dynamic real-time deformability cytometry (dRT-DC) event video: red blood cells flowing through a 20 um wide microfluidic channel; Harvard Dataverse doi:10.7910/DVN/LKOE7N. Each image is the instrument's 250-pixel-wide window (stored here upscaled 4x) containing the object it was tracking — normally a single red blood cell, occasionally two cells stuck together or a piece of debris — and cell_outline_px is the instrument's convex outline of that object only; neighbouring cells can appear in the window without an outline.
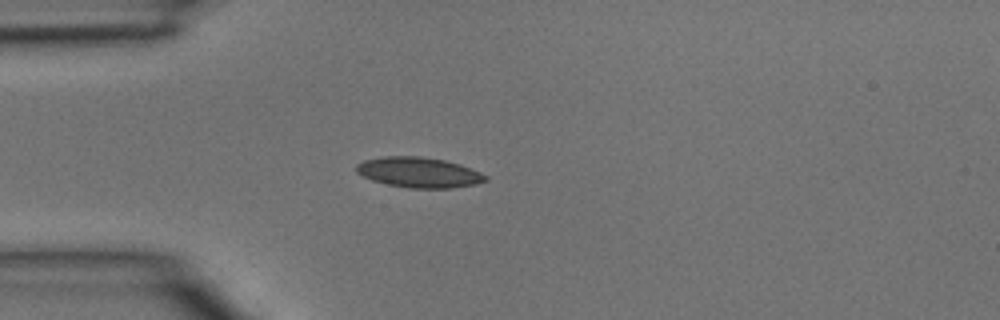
{"species": "common noctule bat (a hibernating species)", "species_latin": "Nyctalus noctula", "temperature_condition": "room temperature", "stored_images_in_passage": 2, "camera_frame_rate_fps": 3000, "um_per_image_px": 0.085, "animal": {"sex": "male", "body_mass_g": 15.6}, "frame": {"image": 1, "passage_image": 2, "time_ms": 0.333, "image_size_px": [1000, 320], "cell_outline_px": [[488, 180], [476, 184], [452, 188], [408, 188], [388, 184], [372, 180], [356, 172], [356, 164], [364, 160], [384, 156], [420, 156], [444, 160], [460, 164], [480, 172], [488, 176]], "centroid_in_image_um": [35.62, 14.65], "position_along_channel_um": 49.4, "area_um2": 22.83}}